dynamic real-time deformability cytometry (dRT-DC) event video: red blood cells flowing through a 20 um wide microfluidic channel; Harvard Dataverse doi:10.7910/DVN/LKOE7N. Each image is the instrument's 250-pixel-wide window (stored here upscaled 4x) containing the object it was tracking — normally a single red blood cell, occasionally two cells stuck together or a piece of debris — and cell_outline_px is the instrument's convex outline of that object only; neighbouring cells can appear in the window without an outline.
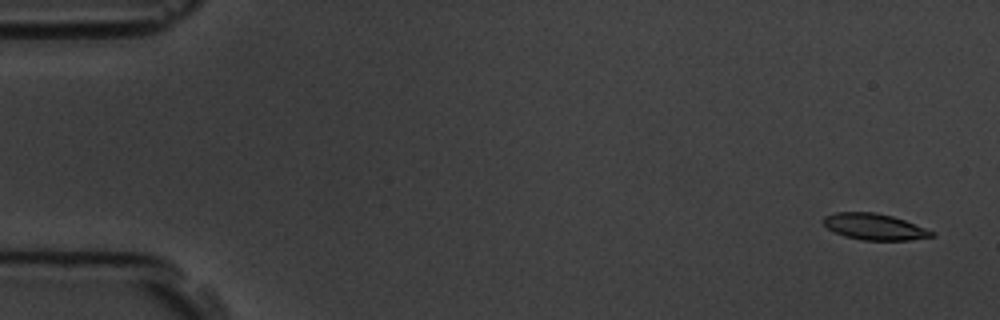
{"species": "common noctule bat (a hibernating species)", "species_latin": "Nyctalus noctula", "temperature_condition": "room temperature", "stored_images_in_passage": 5, "camera_frame_rate_fps": 3000, "um_per_image_px": 0.085, "animal": {"sex": "male", "body_mass_g": 19.5, "forearm_length_mm": 54.6}, "frame": {"image": 1, "passage_image": 1, "time_ms": 0.0, "image_size_px": [1000, 320], "cell_outline_px": [[936, 236], [908, 240], [860, 240], [844, 236], [828, 228], [820, 220], [824, 216], [836, 212], [876, 212], [892, 216], [904, 220], [936, 232]], "centroid_in_image_um": [74.32, 19.27], "position_along_channel_um": 10.7, "area_um2": 16.65}}
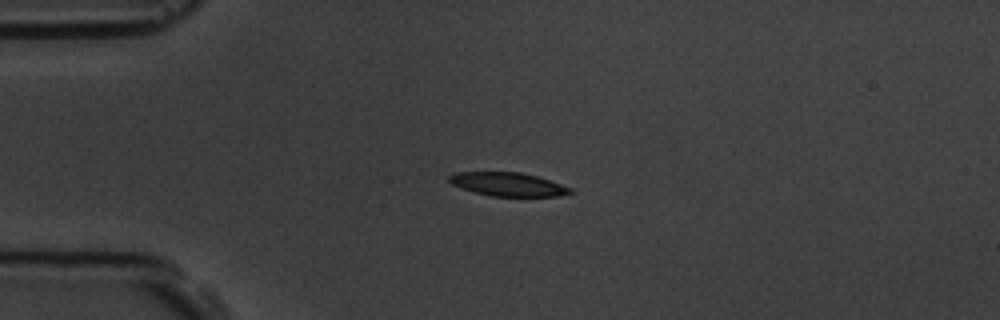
{"frame": {"image": 2, "passage_image": 4, "time_ms": 3.667, "image_size_px": [1000, 320], "cell_outline_px": [[572, 192], [560, 196], [488, 196], [460, 188], [452, 184], [448, 180], [448, 176], [452, 172], [520, 172], [536, 176], [572, 188]], "centroid_in_image_um": [43.11, 15.66], "position_along_channel_um": 41.9, "area_um2": 16.65}}